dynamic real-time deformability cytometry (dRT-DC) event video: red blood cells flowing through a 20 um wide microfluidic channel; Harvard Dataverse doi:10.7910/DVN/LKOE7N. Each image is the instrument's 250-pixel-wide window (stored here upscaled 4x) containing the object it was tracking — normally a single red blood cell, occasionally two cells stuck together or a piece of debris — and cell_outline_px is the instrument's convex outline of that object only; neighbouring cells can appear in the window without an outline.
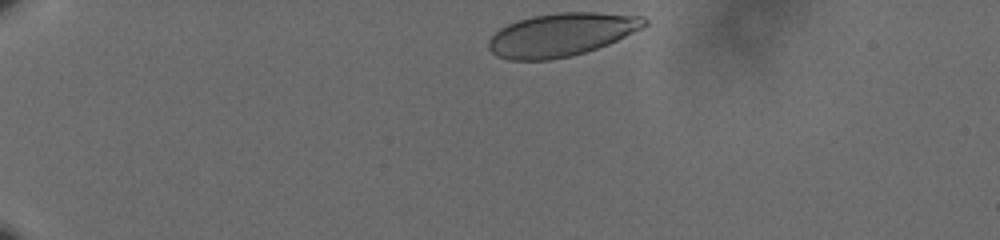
{"species": "human", "species_latin": "Homo sapiens", "temperature_condition": "cold", "stored_images_in_passage": 39, "camera_frame_rate_fps": 3000, "um_per_image_px": 0.085, "donor": {"sex": "male"}, "frame": {"image": 1, "passage_image": 1, "time_ms": 0.0, "image_size_px": [1000, 240], "cell_outline_px": [[648, 24], [644, 28], [608, 44], [572, 56], [552, 60], [508, 60], [496, 56], [488, 48], [488, 40], [500, 28], [508, 24], [532, 16], [556, 12], [596, 12], [644, 16], [648, 20]], "centroid_in_image_um": [47.74, 2.94], "position_along_channel_um": 37.3, "area_um2": 39.42}}
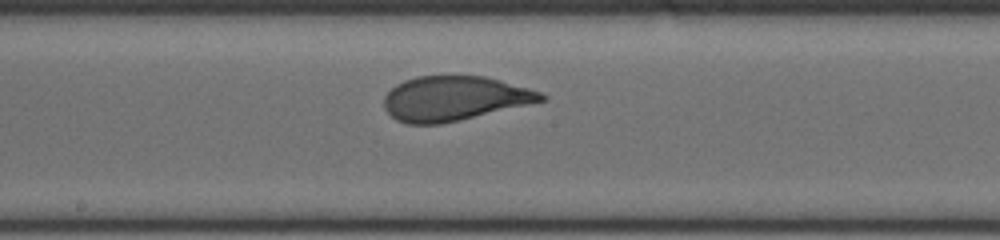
{"frame": {"image": 2, "passage_image": 22, "time_ms": 7.0, "image_size_px": [1000, 240], "cell_outline_px": [[548, 100], [460, 120], [440, 124], [408, 124], [396, 120], [384, 108], [384, 96], [396, 84], [404, 80], [416, 76], [484, 76], [500, 80], [528, 88], [540, 92], [548, 96]], "centroid_in_image_um": [38.62, 8.37], "position_along_channel_um": 209.6, "area_um2": 40.81}}
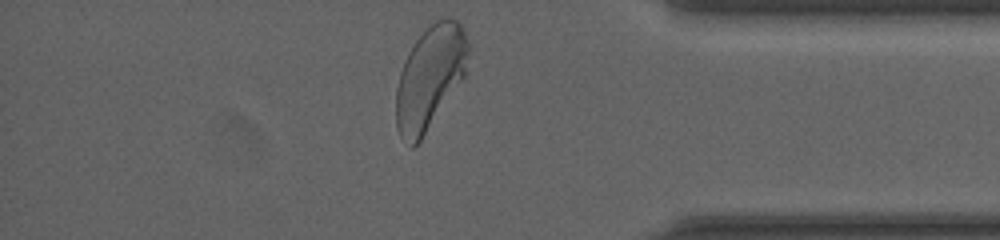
{"frame": {"image": 3, "passage_image": 39, "time_ms": 12.667, "image_size_px": [1000, 240], "cell_outline_px": [[468, 52], [464, 76], [420, 140], [412, 148], [400, 136], [396, 128], [396, 88], [400, 72], [408, 52], [416, 40], [436, 20], [456, 20], [460, 24], [468, 40]], "centroid_in_image_um": [36.51, 6.61], "position_along_channel_um": 398.7, "area_um2": 42.37}, "authors_computed_cell_mechanics": {"area_um2": 41.038, "velocity_mm_per_s": 3.5921, "shape_relaxation_time_tau1_ms": 5.1524, "shape_relaxation_time_tau2_ms": null, "deformation_change_tau1": 0.188, "deformation_change_tau2": null}}